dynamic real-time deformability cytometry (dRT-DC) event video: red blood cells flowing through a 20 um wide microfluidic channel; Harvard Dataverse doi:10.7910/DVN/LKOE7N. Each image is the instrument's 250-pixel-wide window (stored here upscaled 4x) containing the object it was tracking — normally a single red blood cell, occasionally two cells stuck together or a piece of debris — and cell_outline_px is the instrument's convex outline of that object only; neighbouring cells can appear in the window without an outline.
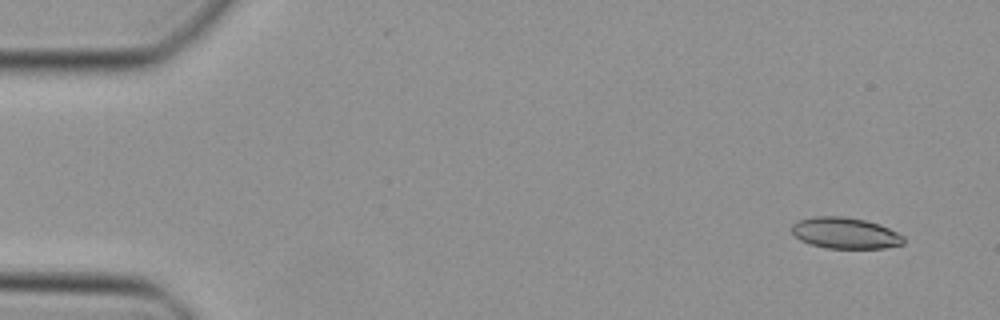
{"species": "Egyptian fruit bat (a non-hibernating species)", "species_latin": "Rousettus aegyptiacus", "temperature_condition": "cold", "stored_images_in_passage": 45, "camera_frame_rate_fps": 3000, "um_per_image_px": 0.085, "animal": {"sex": "female"}, "frame": {"image": 1, "passage_image": 1, "time_ms": 0.0, "image_size_px": [1000, 320], "cell_outline_px": [[904, 244], [884, 248], [828, 248], [808, 244], [800, 240], [792, 232], [792, 224], [800, 220], [816, 216], [844, 216], [864, 220], [880, 224], [904, 236]], "centroid_in_image_um": [71.85, 19.81], "position_along_channel_um": 13.2, "area_um2": 20.29}}
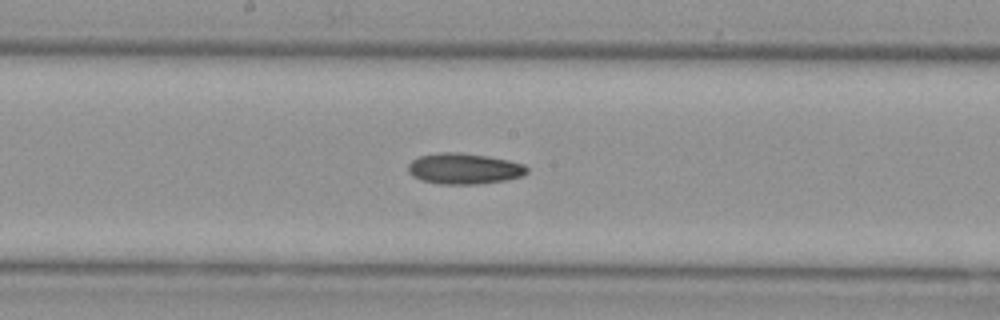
{"frame": {"image": 2, "passage_image": 23, "time_ms": 7.333, "image_size_px": [1000, 320], "cell_outline_px": [[528, 172], [524, 176], [504, 180], [476, 184], [440, 184], [420, 180], [412, 176], [408, 172], [408, 164], [412, 160], [420, 156], [440, 152], [460, 152], [488, 156], [508, 160], [524, 164], [528, 168]], "centroid_in_image_um": [39.44, 14.33], "position_along_channel_um": 208.8, "area_um2": 21.5}}
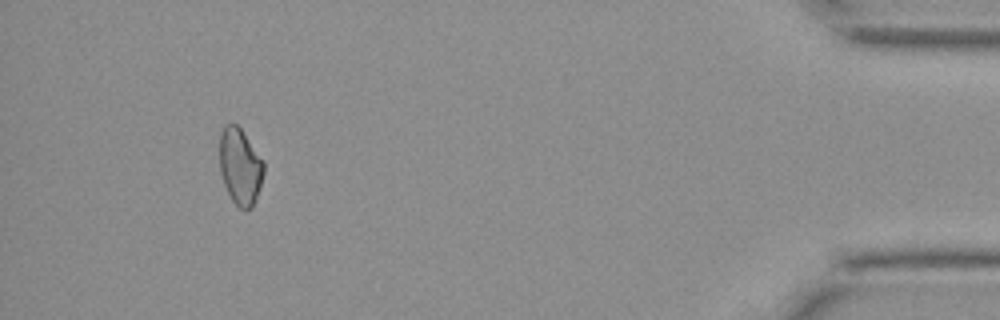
{"frame": {"image": 3, "passage_image": 42, "time_ms": 13.667, "image_size_px": [1000, 320], "cell_outline_px": [[264, 172], [260, 188], [252, 208], [244, 212], [232, 200], [224, 184], [220, 172], [220, 132], [224, 124], [236, 124], [240, 128], [264, 160]], "centroid_in_image_um": [20.42, 14.16], "position_along_channel_um": 414.8, "area_um2": 19.83}}